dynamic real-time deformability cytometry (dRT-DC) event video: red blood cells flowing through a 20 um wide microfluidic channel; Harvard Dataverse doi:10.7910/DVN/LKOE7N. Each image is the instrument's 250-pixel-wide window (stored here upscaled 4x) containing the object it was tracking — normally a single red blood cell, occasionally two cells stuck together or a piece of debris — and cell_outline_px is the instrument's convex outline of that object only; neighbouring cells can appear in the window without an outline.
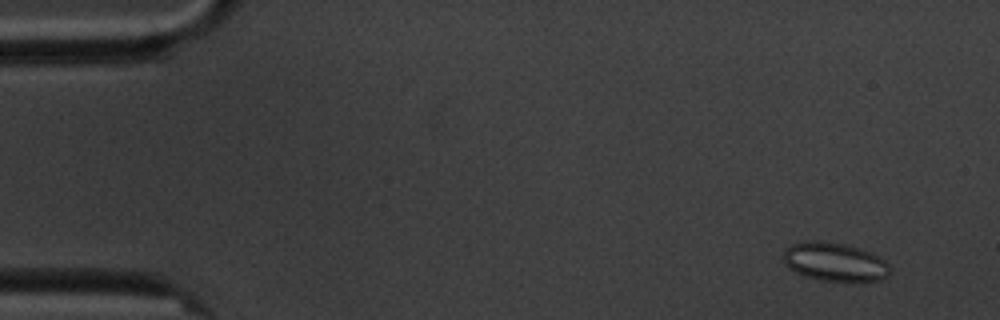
{"species": "common noctule bat (a hibernating species)", "species_latin": "Nyctalus noctula", "temperature_condition": "cold", "stored_images_in_passage": 4, "camera_frame_rate_fps": 3000, "um_per_image_px": 0.085, "animal": {"sex": "male", "body_mass_g": 20.1, "forearm_length_mm": 53.5}, "frame": {"image": 1, "passage_image": 1, "time_ms": 0.0, "image_size_px": [1000, 320], "cell_outline_px": [[892, 272], [888, 276], [880, 280], [820, 280], [804, 276], [788, 268], [784, 264], [784, 252], [792, 244], [812, 240], [820, 240], [844, 244], [860, 248], [872, 252], [884, 260], [892, 268]], "centroid_in_image_um": [70.97, 22.25], "position_along_channel_um": 14.0, "area_um2": 23.93}}
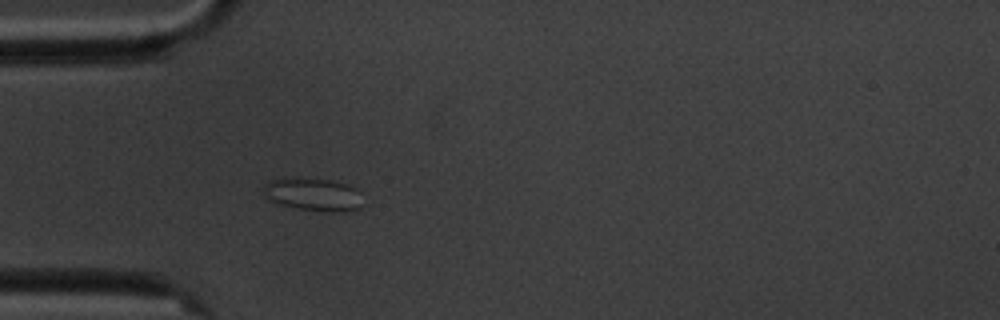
{"frame": {"image": 2, "passage_image": 4, "time_ms": 4.333, "image_size_px": [1000, 320], "cell_outline_px": [[364, 204], [360, 208], [340, 212], [332, 212], [300, 208], [280, 204], [268, 200], [264, 196], [264, 184], [268, 180], [284, 176], [296, 176], [332, 180], [356, 188], [360, 192]], "centroid_in_image_um": [26.6, 16.49], "position_along_channel_um": 58.4, "area_um2": 19.59}}